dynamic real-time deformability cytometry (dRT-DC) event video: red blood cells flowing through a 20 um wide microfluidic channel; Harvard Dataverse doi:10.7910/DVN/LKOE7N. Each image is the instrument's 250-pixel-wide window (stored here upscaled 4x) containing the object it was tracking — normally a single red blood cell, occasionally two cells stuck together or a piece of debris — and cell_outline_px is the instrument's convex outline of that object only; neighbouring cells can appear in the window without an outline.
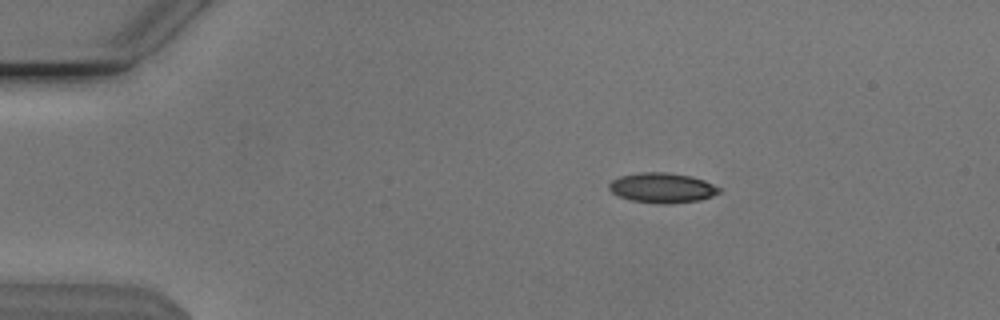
{"species": "Egyptian fruit bat (a non-hibernating species)", "species_latin": "Rousettus aegyptiacus", "temperature_condition": "cold", "stored_images_in_passage": 53, "camera_frame_rate_fps": 3000, "um_per_image_px": 0.085, "animal": {"sex": "male"}, "frame": {"image": 1, "passage_image": 9, "time_ms": 2.667, "image_size_px": [1000, 320], "cell_outline_px": [[720, 192], [712, 196], [700, 200], [668, 204], [660, 204], [632, 200], [620, 196], [612, 192], [608, 188], [608, 184], [612, 180], [620, 176], [640, 172], [668, 172], [692, 176], [704, 180], [720, 188]], "centroid_in_image_um": [56.29, 15.96], "position_along_channel_um": 28.7, "area_um2": 19.25}}
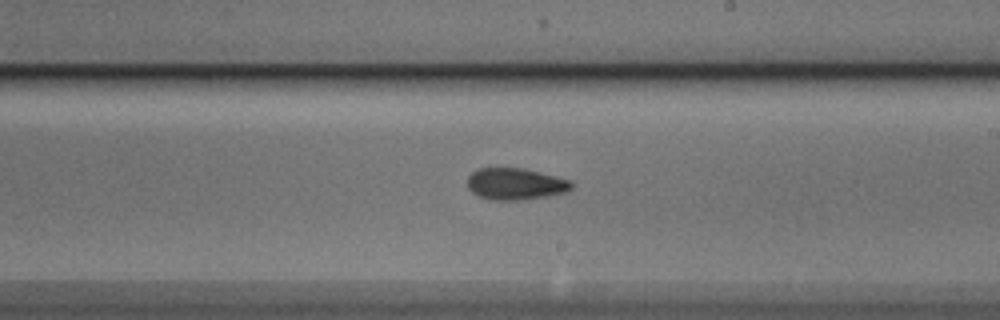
{"frame": {"image": 2, "passage_image": 31, "time_ms": 10.0, "image_size_px": [1000, 320], "cell_outline_px": [[572, 188], [564, 192], [548, 196], [524, 200], [488, 200], [472, 192], [468, 188], [468, 176], [472, 172], [480, 168], [520, 168], [540, 172], [572, 180]], "centroid_in_image_um": [43.81, 15.64], "position_along_channel_um": 245.2, "area_um2": 19.25}}
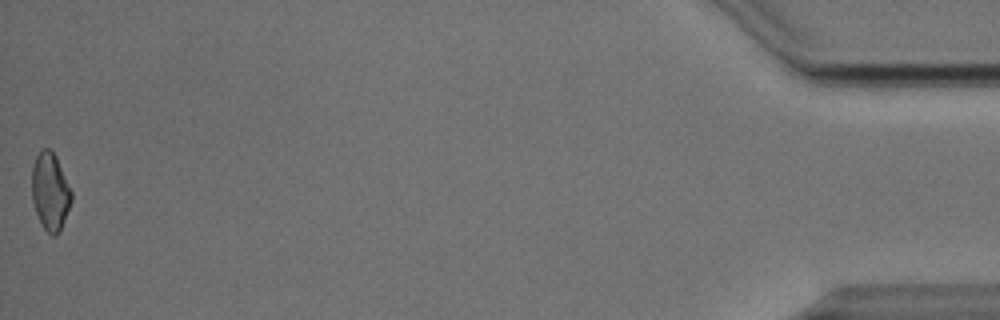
{"frame": {"image": 3, "passage_image": 53, "time_ms": 17.333, "image_size_px": [1000, 320], "cell_outline_px": [[72, 200], [60, 232], [56, 236], [52, 236], [44, 228], [36, 212], [32, 200], [32, 168], [36, 156], [40, 148], [48, 148], [56, 156], [72, 192]], "centroid_in_image_um": [4.27, 16.28], "position_along_channel_um": 430.9, "area_um2": 17.86}, "authors_computed_cell_mechanics": {"area_um2": 18.7272, "velocity_mm_per_s": 3.8388, "shape_relaxation_time_tau1_ms": 5.4965, "shape_relaxation_time_tau2_ms": 7.2014, "deformation_change_tau1": 0.1593, "deformation_change_tau2": 0.1587}}